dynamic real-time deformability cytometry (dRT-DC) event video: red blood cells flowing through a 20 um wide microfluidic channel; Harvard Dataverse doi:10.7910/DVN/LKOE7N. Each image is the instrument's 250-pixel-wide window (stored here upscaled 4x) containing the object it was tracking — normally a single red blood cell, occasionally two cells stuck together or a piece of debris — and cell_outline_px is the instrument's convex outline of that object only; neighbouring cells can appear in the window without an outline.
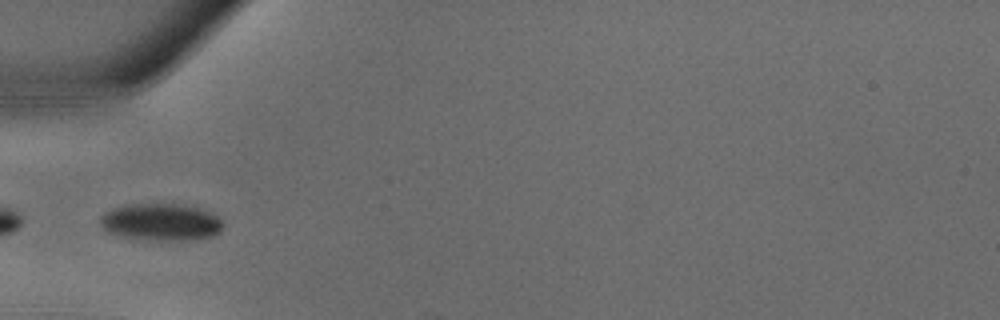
{"species": "common noctule bat (a hibernating species)", "species_latin": "Nyctalus noctula", "temperature_condition": "warm", "stored_images_in_passage": 7, "camera_frame_rate_fps": 3000, "um_per_image_px": 0.085, "animal": {"sex": "male", "body_mass_g": 18.8}, "frame": {"image": 1, "passage_image": 6, "time_ms": 1.667, "image_size_px": [1000, 320], "cell_outline_px": [[224, 224], [220, 232], [212, 236], [188, 240], [148, 240], [120, 236], [108, 232], [100, 224], [100, 216], [104, 212], [112, 208], [128, 204], [184, 204], [200, 208], [212, 212]], "centroid_in_image_um": [13.68, 18.87], "position_along_channel_um": 71.3, "area_um2": 26.76}}